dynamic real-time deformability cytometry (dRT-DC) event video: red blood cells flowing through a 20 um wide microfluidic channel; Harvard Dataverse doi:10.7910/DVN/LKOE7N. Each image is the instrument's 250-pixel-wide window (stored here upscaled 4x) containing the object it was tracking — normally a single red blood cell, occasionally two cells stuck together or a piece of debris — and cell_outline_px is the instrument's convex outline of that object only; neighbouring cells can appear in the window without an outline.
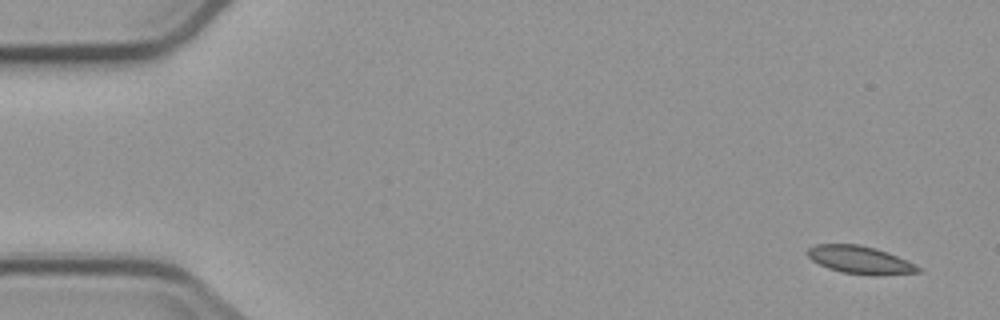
{"species": "common noctule bat (a hibernating species)", "species_latin": "Nyctalus noctula", "temperature_condition": "cold", "stored_images_in_passage": 4, "camera_frame_rate_fps": 3000, "um_per_image_px": 0.085, "animal": {"sex": "male", "body_mass_g": 23.1, "forearm_length_mm": 52.7}, "frame": {"image": 1, "passage_image": 1, "time_ms": 0.0, "image_size_px": [1000, 320], "cell_outline_px": [[920, 272], [880, 276], [876, 276], [840, 272], [828, 268], [812, 260], [804, 252], [812, 244], [860, 244], [876, 248], [888, 252], [916, 264], [920, 268]], "centroid_in_image_um": [73.09, 22.09], "position_along_channel_um": 11.9, "area_um2": 18.21}}